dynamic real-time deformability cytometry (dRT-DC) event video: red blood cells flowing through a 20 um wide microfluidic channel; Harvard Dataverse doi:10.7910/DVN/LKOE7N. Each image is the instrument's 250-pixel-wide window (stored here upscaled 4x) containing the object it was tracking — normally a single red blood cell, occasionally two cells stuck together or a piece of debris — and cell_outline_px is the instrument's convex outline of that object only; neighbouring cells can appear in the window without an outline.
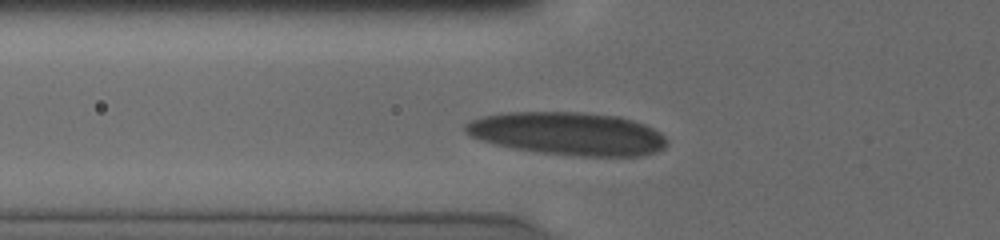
{"species": "human", "species_latin": "Homo sapiens", "temperature_condition": "cold", "stored_images_in_passage": 36, "camera_frame_rate_fps": 3000, "um_per_image_px": 0.085, "donor": {"sex": "male"}, "frame": {"image": 1, "passage_image": 9, "time_ms": 2.667, "image_size_px": [1000, 240], "cell_outline_px": [[668, 144], [664, 148], [656, 152], [640, 156], [580, 156], [536, 152], [512, 148], [492, 144], [468, 136], [464, 132], [464, 124], [472, 120], [484, 116], [508, 112], [580, 112], [620, 116], [644, 124], [660, 132], [668, 140]], "centroid_in_image_um": [48.25, 11.36], "position_along_channel_um": 77.5, "area_um2": 50.81}}
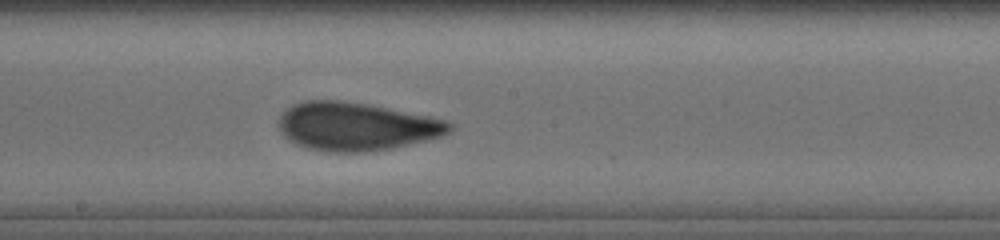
{"frame": {"image": 2, "passage_image": 20, "time_ms": 6.333, "image_size_px": [1000, 240], "cell_outline_px": [[452, 128], [444, 136], [428, 140], [392, 148], [364, 152], [332, 152], [308, 148], [296, 144], [288, 140], [280, 132], [280, 116], [292, 104], [304, 100], [340, 100], [368, 104], [428, 116], [444, 120], [452, 124]], "centroid_in_image_um": [30.27, 10.75], "position_along_channel_um": 217.9, "area_um2": 47.86}}
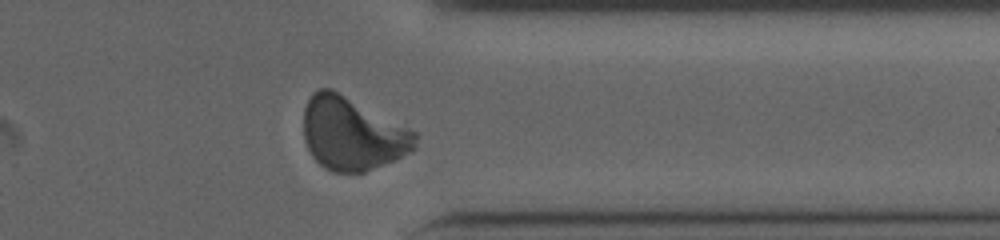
{"frame": {"image": 3, "passage_image": 33, "time_ms": 10.667, "image_size_px": [1000, 240], "cell_outline_px": [[416, 148], [412, 152], [364, 172], [332, 172], [324, 168], [312, 156], [304, 140], [304, 108], [312, 92], [320, 88], [332, 88], [416, 132]], "centroid_in_image_um": [29.92, 11.36], "position_along_channel_um": 381.5, "area_um2": 47.34}, "authors_computed_cell_mechanics": {"area_um2": 46.9625, "velocity_mm_per_s": 3.8299, "shape_relaxation_time_tau1_ms": 5.3679, "shape_relaxation_time_tau2_ms": 0.9292, "deformation_change_tau1": 0.1771, "deformation_change_tau2": 0.0664}}